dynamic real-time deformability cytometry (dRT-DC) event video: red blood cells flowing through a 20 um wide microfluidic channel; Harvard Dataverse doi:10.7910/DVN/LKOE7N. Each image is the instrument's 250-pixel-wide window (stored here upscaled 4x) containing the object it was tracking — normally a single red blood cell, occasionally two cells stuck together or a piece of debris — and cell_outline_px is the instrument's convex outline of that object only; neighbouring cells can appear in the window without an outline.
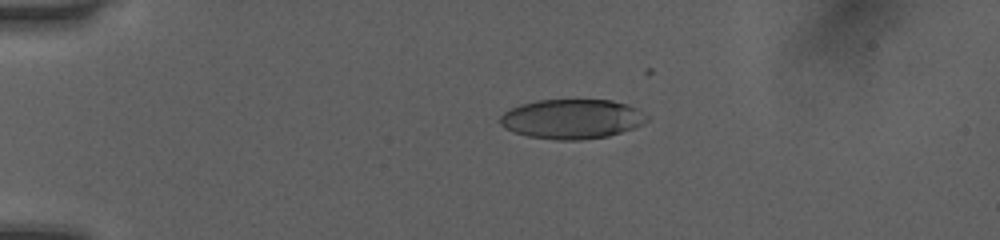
{"species": "human", "species_latin": "Homo sapiens", "temperature_condition": "room temperature", "stored_images_in_passage": 48, "camera_frame_rate_fps": 3000, "um_per_image_px": 0.085, "donor": {"sex": "female"}, "frame": {"image": 1, "passage_image": 9, "time_ms": 2.667, "image_size_px": [1000, 240], "cell_outline_px": [[648, 120], [632, 128], [608, 136], [580, 140], [556, 140], [528, 136], [504, 128], [500, 124], [500, 116], [504, 112], [520, 104], [536, 100], [612, 100], [628, 104], [636, 108], [648, 116]], "centroid_in_image_um": [48.6, 10.11], "position_along_channel_um": 36.4, "area_um2": 33.76}}
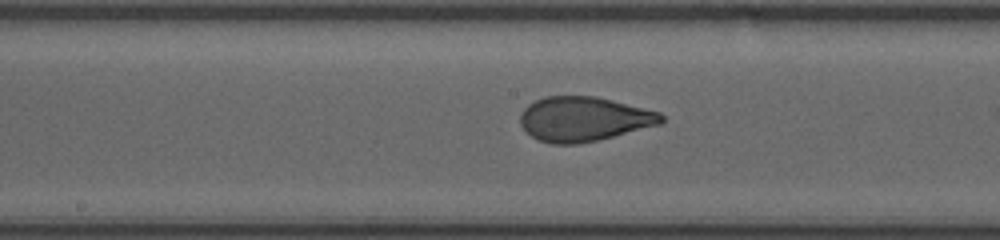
{"frame": {"image": 2, "passage_image": 25, "time_ms": 8.0, "image_size_px": [1000, 240], "cell_outline_px": [[664, 120], [660, 124], [596, 140], [576, 144], [552, 144], [540, 140], [532, 136], [520, 124], [520, 116], [524, 108], [528, 104], [544, 96], [596, 96], [660, 112], [664, 116]], "centroid_in_image_um": [49.61, 10.1], "position_along_channel_um": 198.6, "area_um2": 36.3}}
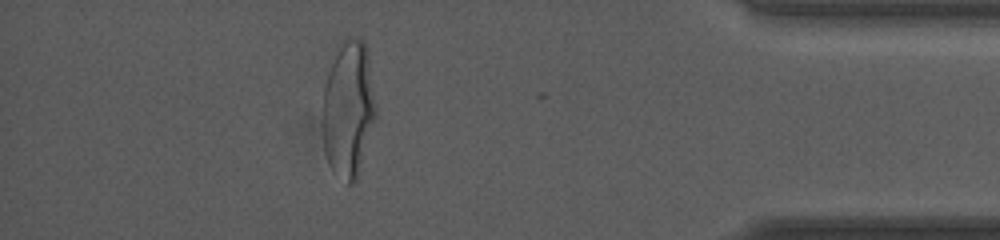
{"frame": {"image": 3, "passage_image": 43, "time_ms": 14.0, "image_size_px": [1000, 240], "cell_outline_px": [[376, 116], [356, 180], [352, 184], [348, 184], [328, 164], [324, 152], [324, 88], [332, 52], [336, 44], [344, 36], [356, 36], [364, 40], [368, 48], [376, 108]], "centroid_in_image_um": [29.62, 9.11], "position_along_channel_um": 405.6, "area_um2": 42.83}, "authors_computed_cell_mechanics": {"area_um2": 36.5007, "velocity_mm_per_s": 4.083, "shape_relaxation_time_tau1_ms": 3.9066, "shape_relaxation_time_tau2_ms": null, "deformation_change_tau1": 0.1767, "deformation_change_tau2": null}}